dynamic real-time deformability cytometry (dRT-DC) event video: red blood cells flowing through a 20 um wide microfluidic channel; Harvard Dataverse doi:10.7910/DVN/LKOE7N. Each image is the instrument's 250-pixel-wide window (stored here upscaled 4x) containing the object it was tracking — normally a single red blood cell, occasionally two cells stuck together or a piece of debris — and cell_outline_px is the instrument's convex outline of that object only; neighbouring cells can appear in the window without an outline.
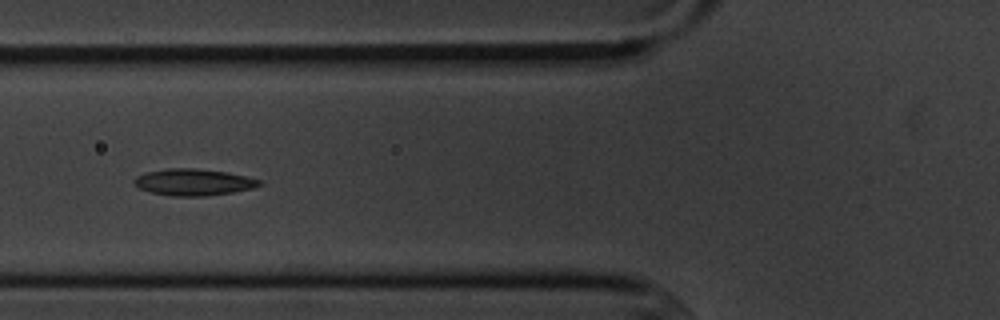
{"species": "common noctule bat (a hibernating species)", "species_latin": "Nyctalus noctula", "temperature_condition": "cold", "stored_images_in_passage": 8, "camera_frame_rate_fps": 3000, "um_per_image_px": 0.085, "animal": {"sex": "male", "body_mass_g": 20.1, "forearm_length_mm": 53.5}, "frame": {"image": 1, "passage_image": 5, "time_ms": 6.0, "image_size_px": [1000, 320], "cell_outline_px": [[264, 184], [252, 188], [232, 192], [204, 196], [172, 196], [152, 192], [140, 188], [132, 184], [132, 180], [136, 176], [144, 172], [168, 168], [196, 168], [228, 172], [260, 180]], "centroid_in_image_um": [16.41, 15.47], "position_along_channel_um": 109.4, "area_um2": 19.48}}
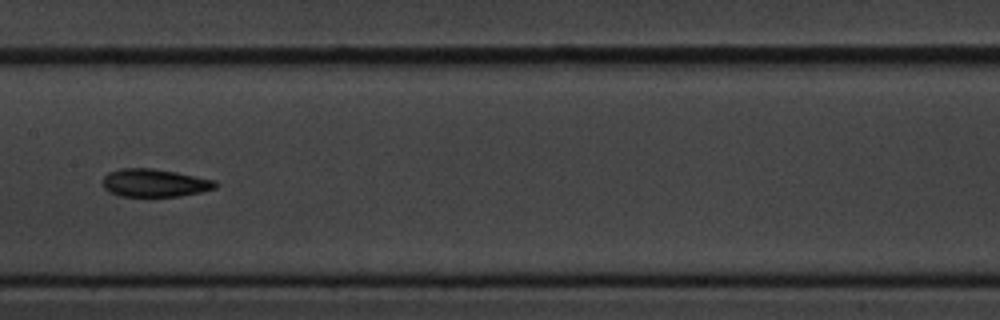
{"frame": {"image": 2, "passage_image": 7, "time_ms": 8.333, "image_size_px": [1000, 320], "cell_outline_px": [[220, 184], [216, 188], [200, 192], [180, 196], [120, 196], [108, 192], [104, 188], [104, 176], [108, 172], [120, 168], [152, 168], [176, 172], [216, 180]], "centroid_in_image_um": [13.16, 15.54], "position_along_channel_um": 194.2, "area_um2": 18.44}}
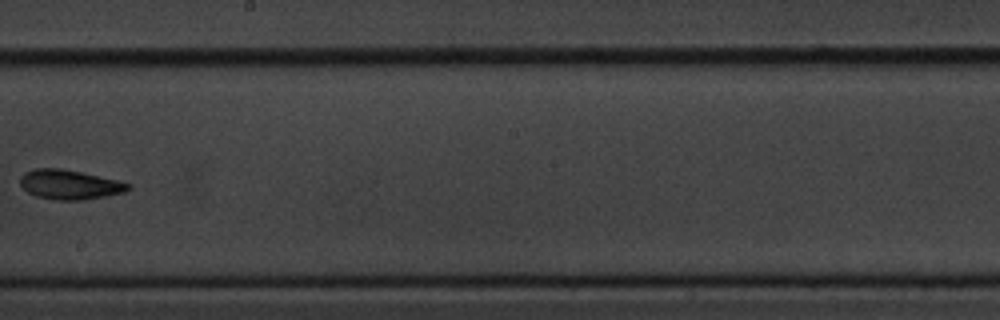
{"frame": {"image": 3, "passage_image": 8, "time_ms": 9.667, "image_size_px": [1000, 320], "cell_outline_px": [[132, 188], [124, 192], [84, 200], [52, 200], [36, 196], [28, 192], [20, 184], [20, 176], [24, 172], [36, 168], [60, 168], [80, 172], [116, 180], [132, 184]], "centroid_in_image_um": [5.9, 15.69], "position_along_channel_um": 242.3, "area_um2": 18.55}}